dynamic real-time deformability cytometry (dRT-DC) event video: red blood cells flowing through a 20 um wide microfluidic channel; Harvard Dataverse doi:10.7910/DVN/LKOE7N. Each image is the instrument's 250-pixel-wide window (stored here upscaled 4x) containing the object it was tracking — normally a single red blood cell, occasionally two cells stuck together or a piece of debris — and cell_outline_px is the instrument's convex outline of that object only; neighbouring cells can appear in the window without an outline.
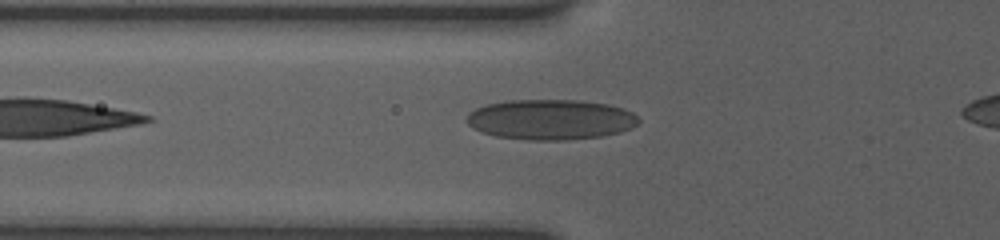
{"species": "human", "species_latin": "Homo sapiens", "temperature_condition": "room temperature", "stored_images_in_passage": 8, "camera_frame_rate_fps": 3000, "um_per_image_px": 0.085, "donor": {"sex": "female"}, "frame": {"image": 1, "passage_image": 3, "time_ms": 0.333, "image_size_px": [1000, 240], "cell_outline_px": [[640, 120], [632, 128], [620, 132], [604, 136], [568, 140], [528, 140], [496, 136], [480, 132], [472, 128], [464, 120], [468, 112], [476, 108], [488, 104], [504, 100], [580, 100], [608, 104], [624, 108], [632, 112]], "centroid_in_image_um": [46.78, 10.16], "position_along_channel_um": 79.0, "area_um2": 40.81}}
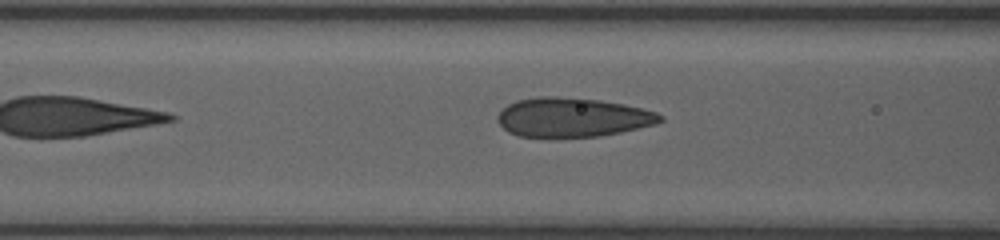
{"frame": {"image": 2, "passage_image": 6, "time_ms": 1.333, "image_size_px": [1000, 240], "cell_outline_px": [[664, 120], [656, 124], [620, 132], [600, 136], [520, 136], [508, 132], [500, 124], [496, 116], [508, 104], [516, 100], [540, 96], [556, 96], [600, 100], [624, 104], [656, 112], [664, 116]], "centroid_in_image_um": [48.68, 9.96], "position_along_channel_um": 117.9, "area_um2": 36.88}}